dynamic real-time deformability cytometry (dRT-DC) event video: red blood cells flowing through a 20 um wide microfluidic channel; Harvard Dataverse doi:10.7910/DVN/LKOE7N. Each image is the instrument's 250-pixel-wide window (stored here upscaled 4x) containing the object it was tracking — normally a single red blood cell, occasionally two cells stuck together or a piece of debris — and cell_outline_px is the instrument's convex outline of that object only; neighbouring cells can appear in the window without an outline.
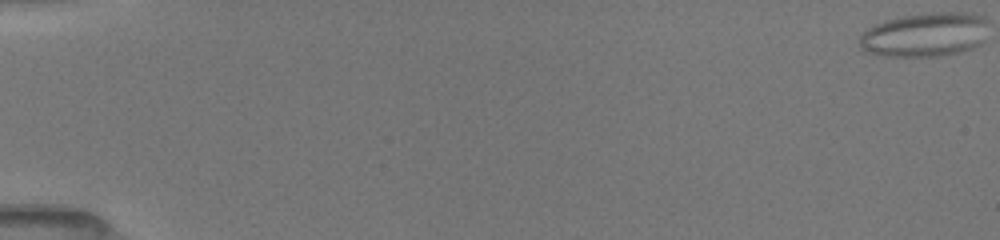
{"species": "common noctule bat (a hibernating species)", "species_latin": "Nyctalus noctula", "temperature_condition": "room temperature", "stored_images_in_passage": 48, "camera_frame_rate_fps": 3000, "um_per_image_px": 0.085, "animal": {"sex": "female", "body_mass_g": 19.5, "forearm_length_mm": 54.1}, "frame": {"image": 1, "passage_image": 1, "time_ms": 0.0, "image_size_px": [1000, 240], "cell_outline_px": [[984, 20], [980, 44], [956, 52], [932, 56], [888, 56], [872, 52], [860, 48], [860, 36], [864, 32], [876, 24], [888, 20], [904, 16], [952, 12], [964, 12], [984, 16]], "centroid_in_image_um": [78.56, 2.95], "position_along_channel_um": 6.4, "area_um2": 31.67}}
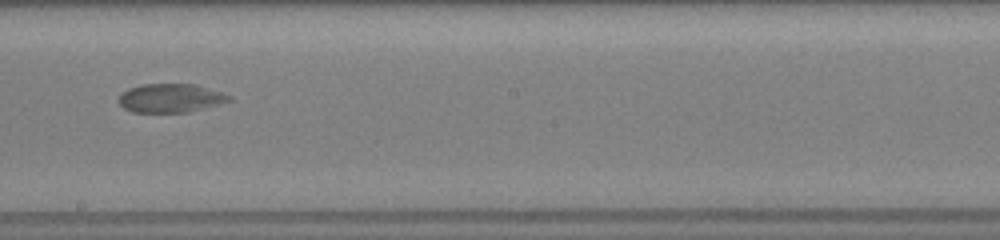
{"frame": {"image": 2, "passage_image": 27, "time_ms": 10.333, "image_size_px": [1000, 240], "cell_outline_px": [[232, 100], [188, 112], [132, 112], [124, 108], [120, 104], [120, 96], [128, 88], [144, 84], [192, 84], [220, 92], [232, 96]], "centroid_in_image_um": [14.48, 8.34], "position_along_channel_um": 233.7, "area_um2": 18.09}}
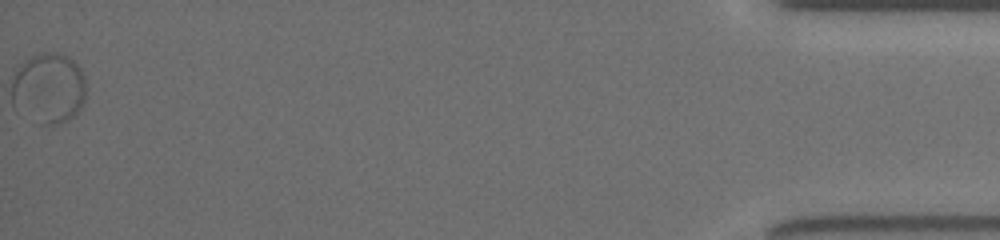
{"frame": {"image": 3, "passage_image": 48, "time_ms": 17.667, "image_size_px": [1000, 240], "cell_outline_px": [[84, 104], [68, 120], [60, 124], [44, 124], [12, 104], [12, 80], [16, 68], [32, 56], [44, 52], [56, 52], [68, 56], [80, 68], [84, 76]], "centroid_in_image_um": [4.14, 7.46], "position_along_channel_um": 431.1, "area_um2": 30.06}}